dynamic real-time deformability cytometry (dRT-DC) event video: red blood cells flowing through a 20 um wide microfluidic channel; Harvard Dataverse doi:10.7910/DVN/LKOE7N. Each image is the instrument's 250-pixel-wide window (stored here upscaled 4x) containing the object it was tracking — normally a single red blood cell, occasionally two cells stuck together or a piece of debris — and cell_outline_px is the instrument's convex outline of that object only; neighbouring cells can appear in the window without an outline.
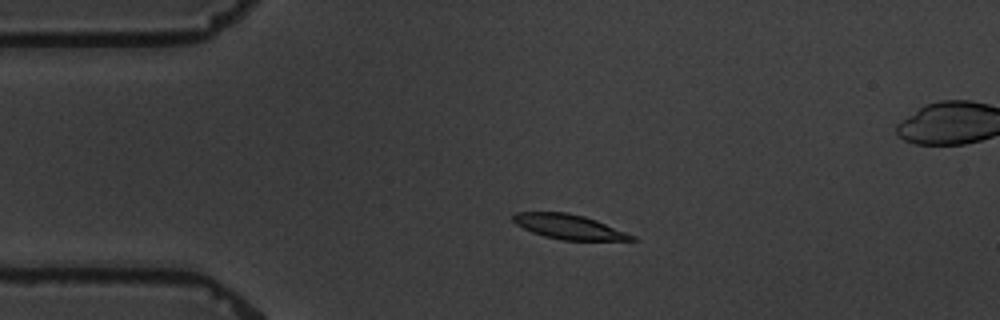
{"species": "common noctule bat (a hibernating species)", "species_latin": "Nyctalus noctula", "temperature_condition": "warm", "stored_images_in_passage": 6, "camera_frame_rate_fps": 3000, "um_per_image_px": 0.085, "animal": {"sex": "male", "body_mass_g": 19.5, "forearm_length_mm": 54.6}, "frame": {"image": 1, "passage_image": 4, "time_ms": 3.333, "image_size_px": [1000, 320], "cell_outline_px": [[640, 240], [564, 240], [544, 236], [532, 232], [516, 224], [512, 220], [512, 216], [516, 212], [568, 212], [584, 216], [596, 220], [636, 236]], "centroid_in_image_um": [48.37, 19.27], "position_along_channel_um": 36.6, "area_um2": 16.99}}